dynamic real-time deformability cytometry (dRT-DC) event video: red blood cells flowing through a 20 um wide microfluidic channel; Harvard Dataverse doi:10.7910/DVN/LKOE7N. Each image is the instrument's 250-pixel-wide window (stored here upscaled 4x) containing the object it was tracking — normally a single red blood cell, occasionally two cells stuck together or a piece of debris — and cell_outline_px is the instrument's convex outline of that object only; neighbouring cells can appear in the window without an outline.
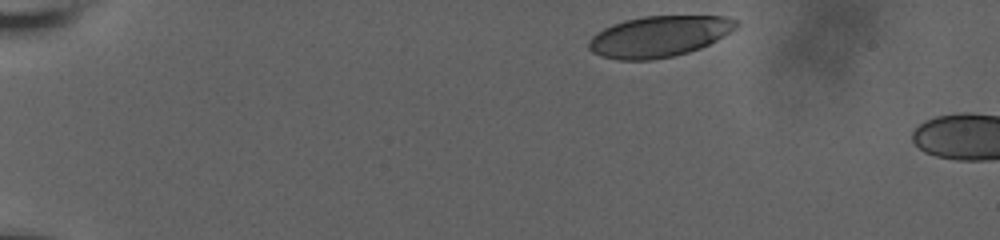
{"species": "human", "species_latin": "Homo sapiens", "temperature_condition": "room temperature", "stored_images_in_passage": 4, "camera_frame_rate_fps": 3000, "um_per_image_px": 0.085, "donor": {"sex": "male"}, "frame": {"image": 1, "passage_image": 1, "time_ms": 0.0, "image_size_px": [1000, 240], "cell_outline_px": [[740, 24], [736, 28], [724, 36], [700, 48], [688, 52], [672, 56], [652, 60], [616, 60], [600, 56], [592, 52], [588, 48], [588, 40], [596, 32], [612, 24], [624, 20], [644, 16], [724, 16], [736, 20]], "centroid_in_image_um": [55.98, 3.1], "position_along_channel_um": 29.0, "area_um2": 35.37}}